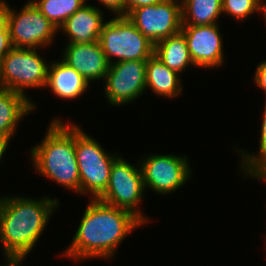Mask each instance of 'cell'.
Masks as SVG:
<instances>
[{"label":"cell","instance_id":"7a4b0ae2","mask_svg":"<svg viewBox=\"0 0 266 266\" xmlns=\"http://www.w3.org/2000/svg\"><path fill=\"white\" fill-rule=\"evenodd\" d=\"M0 197V243L5 256H27L35 247L59 200L56 198Z\"/></svg>","mask_w":266,"mask_h":266},{"label":"cell","instance_id":"e0dca14e","mask_svg":"<svg viewBox=\"0 0 266 266\" xmlns=\"http://www.w3.org/2000/svg\"><path fill=\"white\" fill-rule=\"evenodd\" d=\"M179 76L178 72L169 69L153 54L146 63V91L150 88L158 96L177 98L183 90Z\"/></svg>","mask_w":266,"mask_h":266},{"label":"cell","instance_id":"277c9868","mask_svg":"<svg viewBox=\"0 0 266 266\" xmlns=\"http://www.w3.org/2000/svg\"><path fill=\"white\" fill-rule=\"evenodd\" d=\"M75 153L80 174V194L98 199L106 190L113 162L119 157L105 150L75 123Z\"/></svg>","mask_w":266,"mask_h":266},{"label":"cell","instance_id":"7c38bea8","mask_svg":"<svg viewBox=\"0 0 266 266\" xmlns=\"http://www.w3.org/2000/svg\"><path fill=\"white\" fill-rule=\"evenodd\" d=\"M219 23L210 25H182L192 62L197 68H219L224 64L225 54ZM219 66V67H218Z\"/></svg>","mask_w":266,"mask_h":266},{"label":"cell","instance_id":"52a82bcc","mask_svg":"<svg viewBox=\"0 0 266 266\" xmlns=\"http://www.w3.org/2000/svg\"><path fill=\"white\" fill-rule=\"evenodd\" d=\"M137 165L134 166L127 162L120 155L113 162L107 188L98 199L133 213L146 225L149 221L148 216L142 214L138 206L141 204L146 189L139 162Z\"/></svg>","mask_w":266,"mask_h":266},{"label":"cell","instance_id":"30bf717a","mask_svg":"<svg viewBox=\"0 0 266 266\" xmlns=\"http://www.w3.org/2000/svg\"><path fill=\"white\" fill-rule=\"evenodd\" d=\"M126 17L154 45L182 29L181 0H162L132 9Z\"/></svg>","mask_w":266,"mask_h":266},{"label":"cell","instance_id":"4fadbf2b","mask_svg":"<svg viewBox=\"0 0 266 266\" xmlns=\"http://www.w3.org/2000/svg\"><path fill=\"white\" fill-rule=\"evenodd\" d=\"M61 60L81 74L90 84L105 78L109 62L100 42L66 43Z\"/></svg>","mask_w":266,"mask_h":266},{"label":"cell","instance_id":"f1b7e54d","mask_svg":"<svg viewBox=\"0 0 266 266\" xmlns=\"http://www.w3.org/2000/svg\"><path fill=\"white\" fill-rule=\"evenodd\" d=\"M10 141V139L0 136V162L2 161L1 159L3 158V155L7 151L6 149L8 148Z\"/></svg>","mask_w":266,"mask_h":266},{"label":"cell","instance_id":"44dd1931","mask_svg":"<svg viewBox=\"0 0 266 266\" xmlns=\"http://www.w3.org/2000/svg\"><path fill=\"white\" fill-rule=\"evenodd\" d=\"M262 125L260 131V145L259 152L256 154H251L246 152V150H239L241 164L240 170L242 175L252 177L254 179L255 176L262 174L266 170V102L264 106V111L262 115ZM259 154V155H258Z\"/></svg>","mask_w":266,"mask_h":266},{"label":"cell","instance_id":"7402d4cb","mask_svg":"<svg viewBox=\"0 0 266 266\" xmlns=\"http://www.w3.org/2000/svg\"><path fill=\"white\" fill-rule=\"evenodd\" d=\"M265 4L264 0H222V14L229 15L242 23L253 13H261Z\"/></svg>","mask_w":266,"mask_h":266},{"label":"cell","instance_id":"8992f818","mask_svg":"<svg viewBox=\"0 0 266 266\" xmlns=\"http://www.w3.org/2000/svg\"><path fill=\"white\" fill-rule=\"evenodd\" d=\"M48 63L37 49L13 47L0 61V88L27 97V88H44L47 83Z\"/></svg>","mask_w":266,"mask_h":266},{"label":"cell","instance_id":"5bb4252c","mask_svg":"<svg viewBox=\"0 0 266 266\" xmlns=\"http://www.w3.org/2000/svg\"><path fill=\"white\" fill-rule=\"evenodd\" d=\"M99 6L83 5L58 29L70 40L68 43L97 42L103 27L104 16Z\"/></svg>","mask_w":266,"mask_h":266},{"label":"cell","instance_id":"9a60e30c","mask_svg":"<svg viewBox=\"0 0 266 266\" xmlns=\"http://www.w3.org/2000/svg\"><path fill=\"white\" fill-rule=\"evenodd\" d=\"M85 78L62 60L53 61L48 68L46 88L61 99H76L89 88Z\"/></svg>","mask_w":266,"mask_h":266},{"label":"cell","instance_id":"9c48e42d","mask_svg":"<svg viewBox=\"0 0 266 266\" xmlns=\"http://www.w3.org/2000/svg\"><path fill=\"white\" fill-rule=\"evenodd\" d=\"M189 159L173 154H149L139 161L145 188L166 195L181 188L191 179Z\"/></svg>","mask_w":266,"mask_h":266},{"label":"cell","instance_id":"d4e9b609","mask_svg":"<svg viewBox=\"0 0 266 266\" xmlns=\"http://www.w3.org/2000/svg\"><path fill=\"white\" fill-rule=\"evenodd\" d=\"M8 10L9 4L0 0V33H10L8 27Z\"/></svg>","mask_w":266,"mask_h":266},{"label":"cell","instance_id":"5b68a950","mask_svg":"<svg viewBox=\"0 0 266 266\" xmlns=\"http://www.w3.org/2000/svg\"><path fill=\"white\" fill-rule=\"evenodd\" d=\"M99 42L109 64L148 60L154 54V44L126 16L105 21Z\"/></svg>","mask_w":266,"mask_h":266},{"label":"cell","instance_id":"4dcf8cb0","mask_svg":"<svg viewBox=\"0 0 266 266\" xmlns=\"http://www.w3.org/2000/svg\"><path fill=\"white\" fill-rule=\"evenodd\" d=\"M261 15H264L263 18H264V20L266 22V4L263 7V11H262V14Z\"/></svg>","mask_w":266,"mask_h":266},{"label":"cell","instance_id":"603a6c76","mask_svg":"<svg viewBox=\"0 0 266 266\" xmlns=\"http://www.w3.org/2000/svg\"><path fill=\"white\" fill-rule=\"evenodd\" d=\"M253 79L255 84L266 94V60H262V62L257 65Z\"/></svg>","mask_w":266,"mask_h":266},{"label":"cell","instance_id":"ac0fdd59","mask_svg":"<svg viewBox=\"0 0 266 266\" xmlns=\"http://www.w3.org/2000/svg\"><path fill=\"white\" fill-rule=\"evenodd\" d=\"M154 55L169 69L179 74H182L190 65L196 68L190 57L185 36L181 31L156 43Z\"/></svg>","mask_w":266,"mask_h":266},{"label":"cell","instance_id":"f546056e","mask_svg":"<svg viewBox=\"0 0 266 266\" xmlns=\"http://www.w3.org/2000/svg\"><path fill=\"white\" fill-rule=\"evenodd\" d=\"M255 179L262 180L263 182H266V170L257 176L254 177Z\"/></svg>","mask_w":266,"mask_h":266},{"label":"cell","instance_id":"2e32d148","mask_svg":"<svg viewBox=\"0 0 266 266\" xmlns=\"http://www.w3.org/2000/svg\"><path fill=\"white\" fill-rule=\"evenodd\" d=\"M36 108L24 95L0 88V136L11 140L22 117L34 112Z\"/></svg>","mask_w":266,"mask_h":266},{"label":"cell","instance_id":"ba28073f","mask_svg":"<svg viewBox=\"0 0 266 266\" xmlns=\"http://www.w3.org/2000/svg\"><path fill=\"white\" fill-rule=\"evenodd\" d=\"M8 27L10 40L15 48H46L51 45L58 33V29L31 1L18 12L9 6Z\"/></svg>","mask_w":266,"mask_h":266},{"label":"cell","instance_id":"ffe728a7","mask_svg":"<svg viewBox=\"0 0 266 266\" xmlns=\"http://www.w3.org/2000/svg\"><path fill=\"white\" fill-rule=\"evenodd\" d=\"M57 28L79 8L86 0H29Z\"/></svg>","mask_w":266,"mask_h":266},{"label":"cell","instance_id":"cb8c5ba5","mask_svg":"<svg viewBox=\"0 0 266 266\" xmlns=\"http://www.w3.org/2000/svg\"><path fill=\"white\" fill-rule=\"evenodd\" d=\"M107 10L115 13V17L125 16V6L123 0H98Z\"/></svg>","mask_w":266,"mask_h":266},{"label":"cell","instance_id":"8fae6325","mask_svg":"<svg viewBox=\"0 0 266 266\" xmlns=\"http://www.w3.org/2000/svg\"><path fill=\"white\" fill-rule=\"evenodd\" d=\"M147 60L120 61L109 64L105 76L104 94L109 104L132 103L146 90Z\"/></svg>","mask_w":266,"mask_h":266},{"label":"cell","instance_id":"3957f363","mask_svg":"<svg viewBox=\"0 0 266 266\" xmlns=\"http://www.w3.org/2000/svg\"><path fill=\"white\" fill-rule=\"evenodd\" d=\"M51 120L43 140L30 149L36 172L80 194V174L75 153V123Z\"/></svg>","mask_w":266,"mask_h":266},{"label":"cell","instance_id":"484cf974","mask_svg":"<svg viewBox=\"0 0 266 266\" xmlns=\"http://www.w3.org/2000/svg\"><path fill=\"white\" fill-rule=\"evenodd\" d=\"M125 6V16L132 10L141 6L157 4L162 0H123Z\"/></svg>","mask_w":266,"mask_h":266},{"label":"cell","instance_id":"83f0119b","mask_svg":"<svg viewBox=\"0 0 266 266\" xmlns=\"http://www.w3.org/2000/svg\"><path fill=\"white\" fill-rule=\"evenodd\" d=\"M6 262L5 265L0 266H20L22 263V260L25 259V256H5Z\"/></svg>","mask_w":266,"mask_h":266},{"label":"cell","instance_id":"6da1fadb","mask_svg":"<svg viewBox=\"0 0 266 266\" xmlns=\"http://www.w3.org/2000/svg\"><path fill=\"white\" fill-rule=\"evenodd\" d=\"M141 225L145 224L133 213L91 198L72 242L62 254L76 262L113 258L121 242Z\"/></svg>","mask_w":266,"mask_h":266},{"label":"cell","instance_id":"d6986e66","mask_svg":"<svg viewBox=\"0 0 266 266\" xmlns=\"http://www.w3.org/2000/svg\"><path fill=\"white\" fill-rule=\"evenodd\" d=\"M182 25L216 24L222 15V0H181Z\"/></svg>","mask_w":266,"mask_h":266},{"label":"cell","instance_id":"4316f807","mask_svg":"<svg viewBox=\"0 0 266 266\" xmlns=\"http://www.w3.org/2000/svg\"><path fill=\"white\" fill-rule=\"evenodd\" d=\"M12 48L10 33H0V61Z\"/></svg>","mask_w":266,"mask_h":266}]
</instances>
